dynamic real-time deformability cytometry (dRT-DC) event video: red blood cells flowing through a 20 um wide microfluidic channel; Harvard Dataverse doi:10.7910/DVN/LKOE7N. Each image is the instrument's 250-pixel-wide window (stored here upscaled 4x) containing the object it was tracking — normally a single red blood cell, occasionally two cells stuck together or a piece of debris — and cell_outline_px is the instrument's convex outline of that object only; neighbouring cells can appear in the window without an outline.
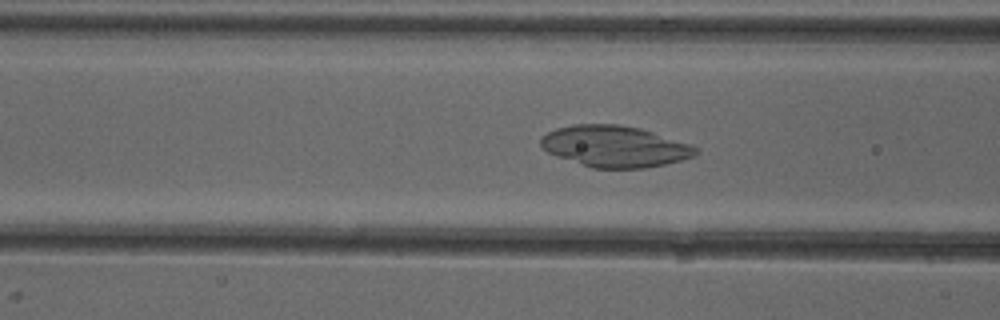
{"species": "common noctule bat (a hibernating species)", "species_latin": "Nyctalus noctula", "temperature_condition": "cold", "stored_images_in_passage": 52, "camera_frame_rate_fps": 3000, "um_per_image_px": 0.085, "animal": {"sex": "female"}, "frame": {"image": 1, "passage_image": 21, "time_ms": 6.667, "image_size_px": [1000, 320], "cell_outline_px": [[700, 152], [692, 156], [680, 160], [664, 164], [644, 168], [592, 168], [556, 156], [548, 152], [540, 144], [540, 140], [548, 132], [556, 128], [572, 124], [620, 124], [640, 128], [692, 144], [700, 148]], "centroid_in_image_um": [52.28, 12.43], "position_along_channel_um": 114.3, "area_um2": 37.34}}
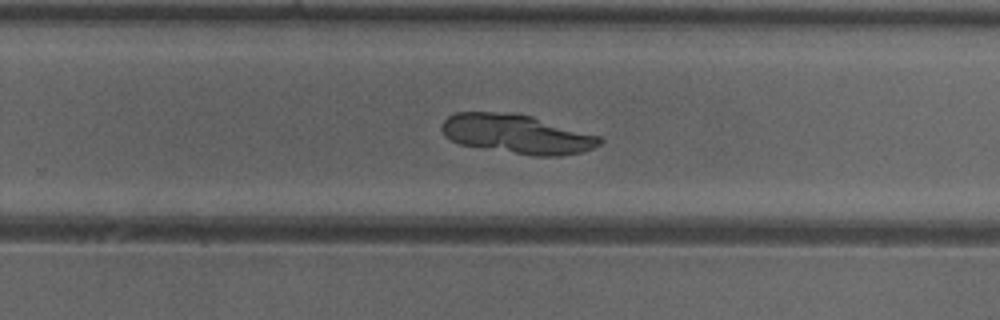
{"frame": {"image": 2, "passage_image": 34, "time_ms": 11.0, "image_size_px": [1000, 320], "cell_outline_px": [[604, 140], [600, 144], [584, 152], [560, 156], [532, 156], [460, 144], [444, 136], [440, 128], [440, 124], [448, 116], [456, 112], [512, 112], [532, 116], [600, 136]], "centroid_in_image_um": [43.93, 11.39], "position_along_channel_um": 285.9, "area_um2": 36.3}}
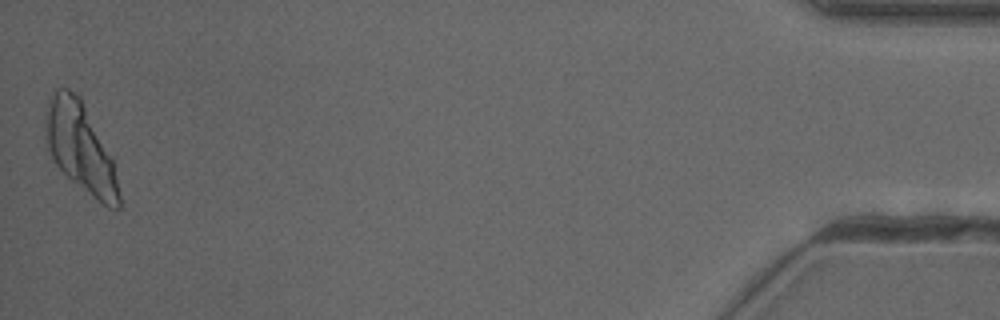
{"frame": {"image": 3, "passage_image": 52, "time_ms": 17.0, "image_size_px": [1000, 320], "cell_outline_px": [[120, 208], [108, 208], [92, 196], [72, 180], [56, 164], [48, 148], [48, 112], [52, 92], [56, 88], [68, 88], [76, 92], [80, 96], [112, 156], [120, 192]], "centroid_in_image_um": [6.91, 12.56], "position_along_channel_um": 428.3, "area_um2": 37.17}}